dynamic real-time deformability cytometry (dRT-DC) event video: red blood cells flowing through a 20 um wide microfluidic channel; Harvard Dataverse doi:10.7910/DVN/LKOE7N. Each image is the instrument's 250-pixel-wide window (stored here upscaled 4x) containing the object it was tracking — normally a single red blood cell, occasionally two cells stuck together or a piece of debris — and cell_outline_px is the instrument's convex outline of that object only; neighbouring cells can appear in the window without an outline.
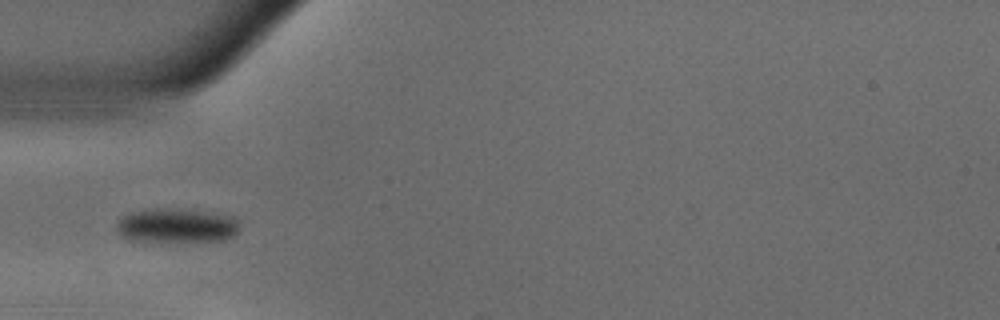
{"species": "common noctule bat (a hibernating species)", "species_latin": "Nyctalus noctula", "temperature_condition": "warm", "stored_images_in_passage": 39, "camera_frame_rate_fps": 3000, "um_per_image_px": 0.085, "animal": {"sex": "male", "body_mass_g": 18.8}, "frame": {"image": 1, "passage_image": 1, "time_ms": 0.0, "image_size_px": [1000, 320], "cell_outline_px": [[236, 232], [232, 236], [224, 240], [128, 240], [120, 236], [116, 228], [116, 224], [128, 212], [156, 208], [192, 208], [220, 212], [232, 216], [236, 220]], "centroid_in_image_um": [14.99, 19.12], "position_along_channel_um": 70.0, "area_um2": 24.62}}
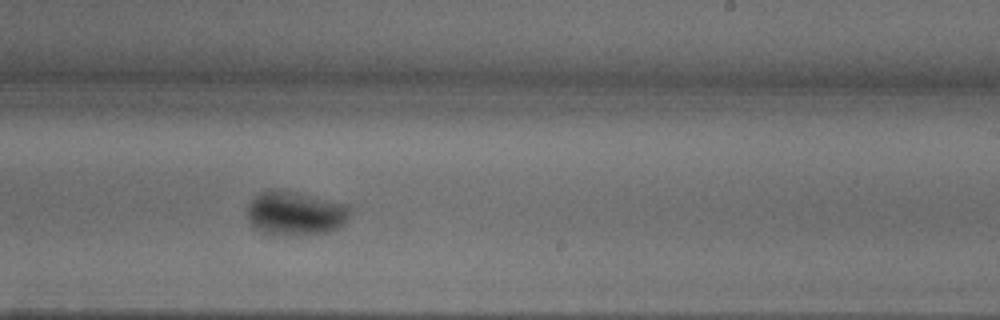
{"frame": {"image": 2, "passage_image": 17, "time_ms": 5.333, "image_size_px": [1000, 320], "cell_outline_px": [[356, 208], [348, 220], [344, 224], [328, 232], [300, 236], [280, 236], [264, 232], [252, 228], [248, 216], [248, 204], [252, 196], [260, 192], [272, 188], [352, 204]], "centroid_in_image_um": [25.16, 18.14], "position_along_channel_um": 263.8, "area_um2": 27.28}}
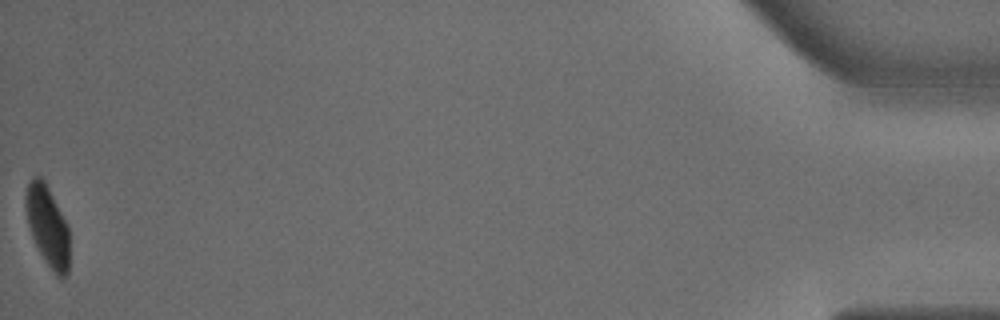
{"frame": {"image": 3, "passage_image": 39, "time_ms": 12.667, "image_size_px": [1000, 320], "cell_outline_px": [[68, 272], [64, 276], [56, 276], [44, 260], [32, 236], [28, 224], [24, 204], [24, 196], [28, 184], [32, 176], [40, 176], [44, 180], [68, 224]], "centroid_in_image_um": [4.02, 19.17], "position_along_channel_um": 431.2, "area_um2": 20.4}, "authors_computed_cell_mechanics": {"area_um2": 24.854, "velocity_mm_per_s": 3.6262, "shape_relaxation_time_tau1_ms": 3.5897, "shape_relaxation_time_tau2_ms": null, "deformation_change_tau1": 0.1429, "deformation_change_tau2": null}}